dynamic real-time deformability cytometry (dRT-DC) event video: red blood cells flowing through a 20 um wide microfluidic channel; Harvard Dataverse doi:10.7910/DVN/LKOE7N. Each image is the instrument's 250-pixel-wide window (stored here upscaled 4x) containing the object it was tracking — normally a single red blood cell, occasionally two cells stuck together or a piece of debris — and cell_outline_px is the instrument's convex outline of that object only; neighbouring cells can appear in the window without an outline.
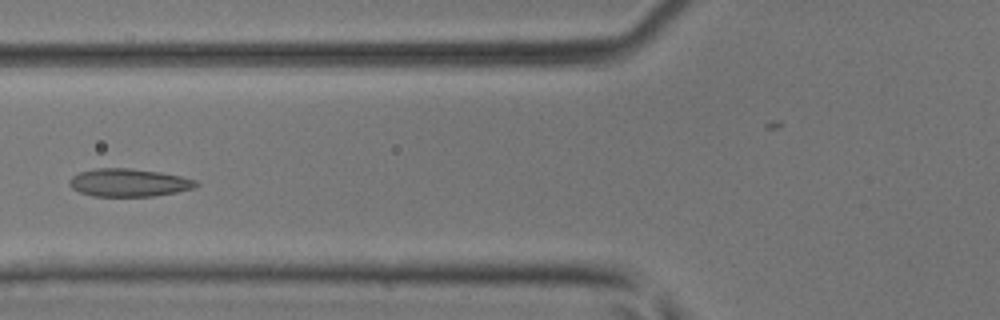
{"species": "common noctule bat (a hibernating species)", "species_latin": "Nyctalus noctula", "temperature_condition": "room temperature", "stored_images_in_passage": 5, "camera_frame_rate_fps": 3000, "um_per_image_px": 0.085, "animal": {"sex": "male", "body_mass_g": 17.9, "forearm_length_mm": 54.2}, "frame": {"image": 1, "passage_image": 5, "time_ms": 4.667, "image_size_px": [1000, 320], "cell_outline_px": [[200, 184], [192, 188], [176, 192], [152, 196], [92, 196], [80, 192], [72, 188], [68, 184], [68, 180], [72, 176], [80, 172], [96, 168], [132, 168], [160, 172], [180, 176], [196, 180]], "centroid_in_image_um": [10.92, 15.52], "position_along_channel_um": 114.9, "area_um2": 20.58}}